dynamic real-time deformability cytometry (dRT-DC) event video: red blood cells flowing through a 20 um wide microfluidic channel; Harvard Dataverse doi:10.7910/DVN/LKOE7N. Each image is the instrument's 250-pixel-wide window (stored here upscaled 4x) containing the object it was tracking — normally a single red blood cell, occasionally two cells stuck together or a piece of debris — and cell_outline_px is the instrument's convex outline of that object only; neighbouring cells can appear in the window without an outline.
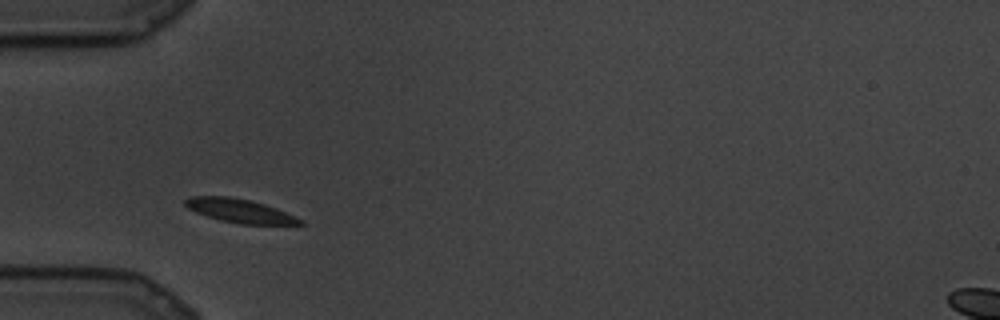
{"species": "common noctule bat (a hibernating species)", "species_latin": "Nyctalus noctula", "temperature_condition": "cold", "stored_images_in_passage": 63, "camera_frame_rate_fps": 3000, "um_per_image_px": 0.085, "animal": {"sex": "male", "body_mass_g": 19.5, "forearm_length_mm": 54.6}, "frame": {"image": 1, "passage_image": 1, "time_ms": 0.0, "image_size_px": [1000, 320], "cell_outline_px": [[304, 224], [240, 224], [220, 220], [196, 212], [188, 208], [184, 204], [184, 200], [188, 196], [228, 196], [248, 200], [264, 204], [276, 208], [304, 220]], "centroid_in_image_um": [20.36, 17.91], "position_along_channel_um": 64.6, "area_um2": 15.72}}
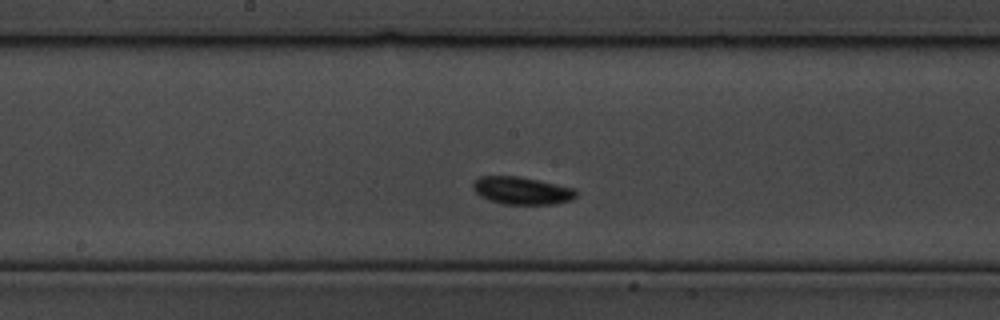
{"frame": {"image": 2, "passage_image": 20, "time_ms": 6.333, "image_size_px": [1000, 320], "cell_outline_px": [[576, 196], [572, 200], [556, 204], [504, 204], [480, 196], [472, 188], [472, 184], [480, 176], [520, 176], [576, 188]], "centroid_in_image_um": [44.39, 16.2], "position_along_channel_um": 203.8, "area_um2": 16.59}}
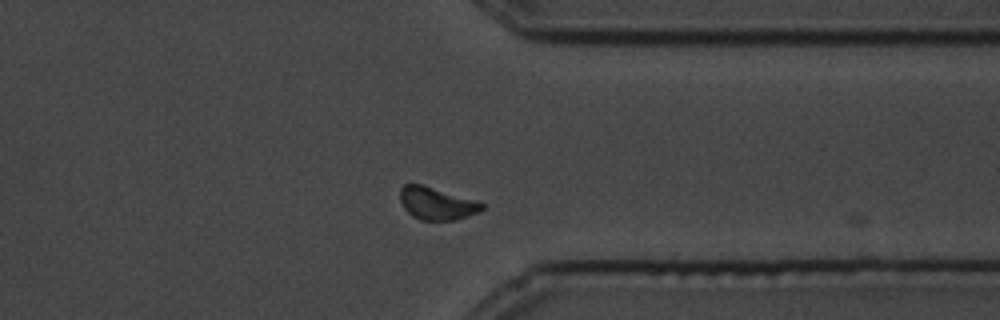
{"frame": {"image": 3, "passage_image": 43, "time_ms": 14.0, "image_size_px": [1000, 320], "cell_outline_px": [[484, 208], [480, 212], [456, 220], [420, 220], [412, 216], [404, 208], [400, 200], [400, 188], [404, 184], [420, 184], [480, 200], [484, 204]], "centroid_in_image_um": [37.16, 17.29], "position_along_channel_um": 374.2, "area_um2": 15.78}}